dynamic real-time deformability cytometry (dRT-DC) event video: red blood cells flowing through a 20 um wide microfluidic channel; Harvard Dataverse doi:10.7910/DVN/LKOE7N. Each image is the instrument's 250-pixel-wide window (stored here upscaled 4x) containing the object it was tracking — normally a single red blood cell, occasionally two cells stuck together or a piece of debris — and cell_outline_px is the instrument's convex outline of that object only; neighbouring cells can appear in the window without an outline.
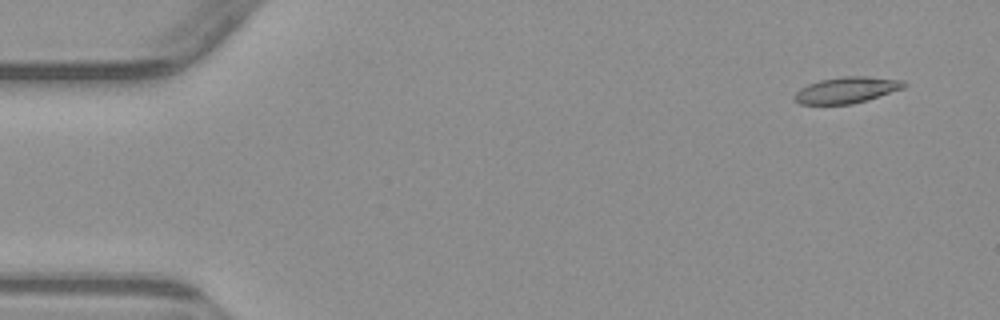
{"species": "common noctule bat (a hibernating species)", "species_latin": "Nyctalus noctula", "temperature_condition": "warm", "stored_images_in_passage": 5, "camera_frame_rate_fps": 3000, "um_per_image_px": 0.085, "animal": {"sex": "male", "body_mass_g": 23.1, "forearm_length_mm": 52.7}, "frame": {"image": 1, "passage_image": 1, "time_ms": 0.0, "image_size_px": [1000, 320], "cell_outline_px": [[908, 84], [904, 88], [868, 100], [852, 104], [800, 104], [792, 100], [792, 96], [800, 88], [808, 84], [820, 80], [844, 76], [868, 76], [904, 80]], "centroid_in_image_um": [71.97, 7.65], "position_along_channel_um": 13.0, "area_um2": 16.94}}
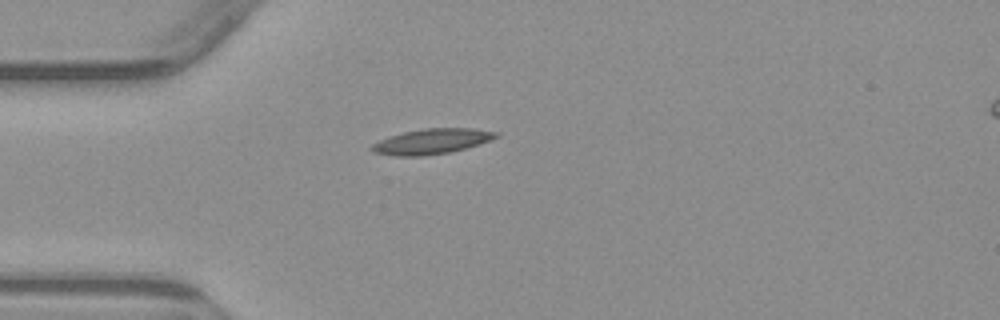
{"frame": {"image": 2, "passage_image": 4, "time_ms": 3.667, "image_size_px": [1000, 320], "cell_outline_px": [[500, 136], [464, 148], [448, 152], [420, 156], [396, 156], [372, 152], [368, 148], [372, 144], [388, 136], [404, 132], [424, 128], [472, 128], [500, 132]], "centroid_in_image_um": [36.65, 12.01], "position_along_channel_um": 48.4, "area_um2": 18.15}}